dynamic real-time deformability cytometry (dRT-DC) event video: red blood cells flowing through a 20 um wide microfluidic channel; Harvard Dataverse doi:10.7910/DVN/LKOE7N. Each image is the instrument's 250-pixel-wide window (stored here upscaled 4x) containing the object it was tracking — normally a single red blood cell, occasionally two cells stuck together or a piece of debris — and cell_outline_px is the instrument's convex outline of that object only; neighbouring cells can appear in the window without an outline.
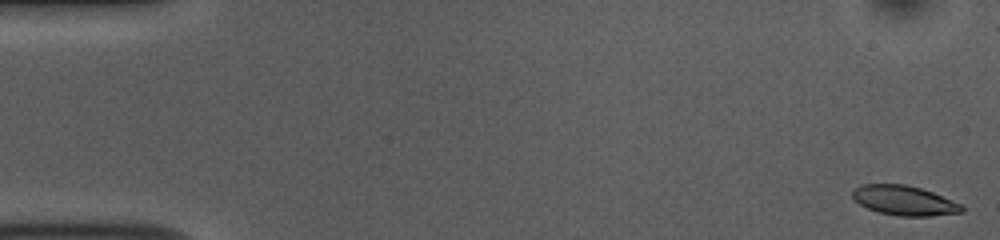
{"species": "common noctule bat (a hibernating species)", "species_latin": "Nyctalus noctula", "temperature_condition": "room temperature", "stored_images_in_passage": 53, "camera_frame_rate_fps": 3000, "um_per_image_px": 0.085, "animal": {"sex": "female", "body_mass_g": 10.0, "forearm_length_mm": 53.1}, "frame": {"image": 1, "passage_image": 1, "time_ms": 0.0, "image_size_px": [1000, 240], "cell_outline_px": [[964, 212], [928, 216], [900, 216], [880, 212], [868, 208], [852, 200], [852, 192], [856, 188], [864, 184], [904, 184], [920, 188], [932, 192], [960, 204], [964, 208]], "centroid_in_image_um": [76.84, 17.04], "position_along_channel_um": 8.2, "area_um2": 18.67}}
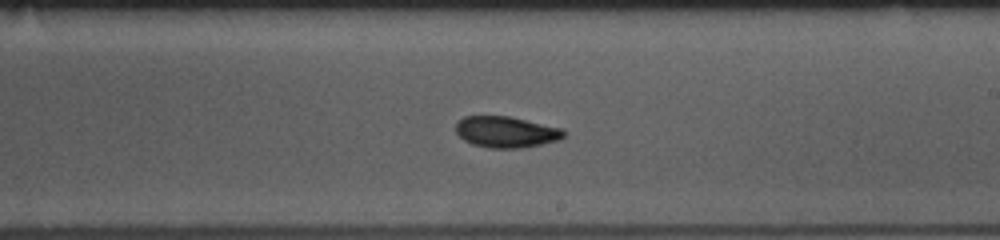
{"frame": {"image": 2, "passage_image": 30, "time_ms": 9.667, "image_size_px": [1000, 240], "cell_outline_px": [[564, 136], [560, 140], [520, 148], [488, 148], [472, 144], [464, 140], [456, 132], [456, 124], [464, 116], [508, 116], [564, 128]], "centroid_in_image_um": [43.03, 11.22], "position_along_channel_um": 246.0, "area_um2": 19.59}}
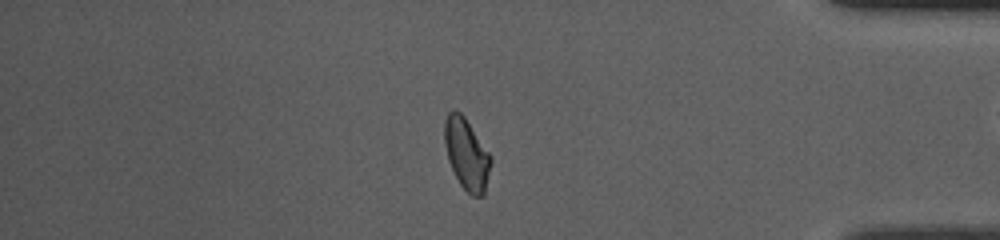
{"frame": {"image": 3, "passage_image": 44, "time_ms": 14.333, "image_size_px": [1000, 240], "cell_outline_px": [[492, 160], [484, 196], [472, 196], [460, 184], [448, 160], [444, 144], [444, 120], [448, 112], [452, 108], [460, 112], [464, 116], [492, 156]], "centroid_in_image_um": [39.66, 13.07], "position_along_channel_um": 395.5, "area_um2": 19.36}, "authors_computed_cell_mechanics": {"area_um2": 19.4786, "velocity_mm_per_s": 3.8427, "shape_relaxation_time_tau1_ms": 7.7104, "shape_relaxation_time_tau2_ms": 4.7474, "deformation_change_tau1": 0.1581, "deformation_change_tau2": 0.0787}}